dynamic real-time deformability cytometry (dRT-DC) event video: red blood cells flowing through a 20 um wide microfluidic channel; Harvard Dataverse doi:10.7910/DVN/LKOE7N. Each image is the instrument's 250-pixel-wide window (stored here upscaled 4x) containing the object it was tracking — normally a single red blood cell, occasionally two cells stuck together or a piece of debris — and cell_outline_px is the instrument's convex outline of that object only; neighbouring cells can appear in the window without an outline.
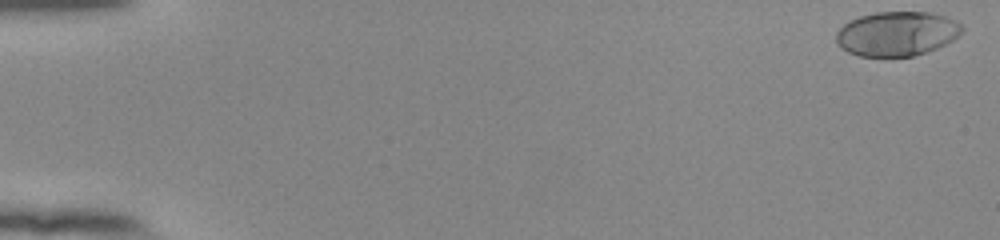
{"species": "human", "species_latin": "Homo sapiens", "temperature_condition": "room temperature", "stored_images_in_passage": 54, "camera_frame_rate_fps": 3000, "um_per_image_px": 0.085, "donor": {"sex": "female"}, "frame": {"image": 1, "passage_image": 1, "time_ms": 0.0, "image_size_px": [1000, 240], "cell_outline_px": [[964, 28], [952, 40], [936, 48], [912, 56], [860, 56], [848, 52], [840, 48], [836, 44], [836, 32], [844, 24], [860, 16], [876, 12], [928, 12], [944, 16], [956, 20], [964, 24]], "centroid_in_image_um": [76.22, 2.86], "position_along_channel_um": 8.8, "area_um2": 32.48}}
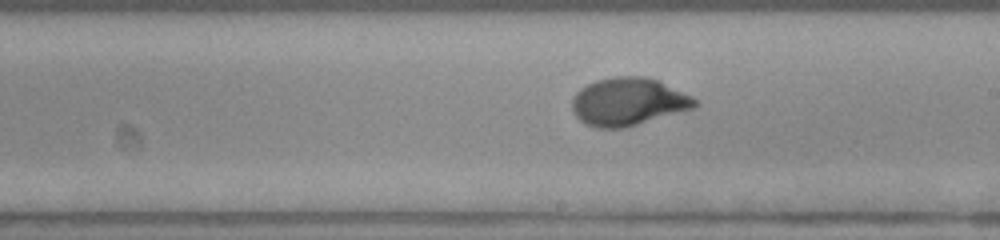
{"frame": {"image": 2, "passage_image": 32, "time_ms": 10.333, "image_size_px": [1000, 240], "cell_outline_px": [[696, 104], [692, 108], [624, 128], [596, 128], [584, 124], [576, 116], [572, 108], [572, 96], [580, 88], [596, 80], [616, 76], [644, 76], [660, 80], [692, 96], [696, 100]], "centroid_in_image_um": [53.36, 8.63], "position_along_channel_um": 235.6, "area_um2": 34.16}}
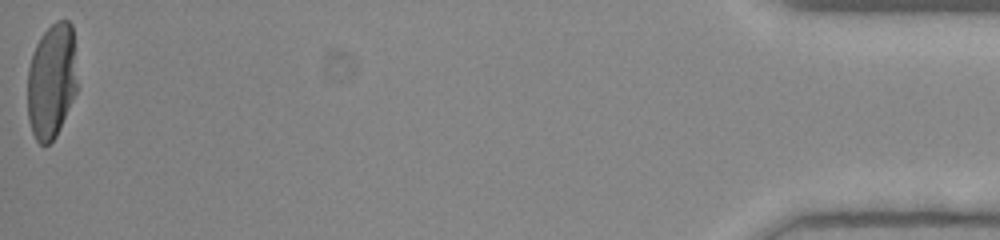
{"frame": {"image": 3, "passage_image": 54, "time_ms": 17.667, "image_size_px": [1000, 240], "cell_outline_px": [[76, 92], [56, 136], [48, 144], [40, 144], [36, 140], [32, 132], [28, 120], [28, 68], [32, 52], [40, 36], [56, 20], [68, 20], [72, 24], [76, 84]], "centroid_in_image_um": [4.36, 6.87], "position_along_channel_um": 430.8, "area_um2": 33.12}, "authors_computed_cell_mechanics": {"area_um2": 33.3506, "velocity_mm_per_s": 3.8739, "shape_relaxation_time_tau1_ms": 3.7689, "shape_relaxation_time_tau2_ms": null, "deformation_change_tau1": 0.2196, "deformation_change_tau2": null}}